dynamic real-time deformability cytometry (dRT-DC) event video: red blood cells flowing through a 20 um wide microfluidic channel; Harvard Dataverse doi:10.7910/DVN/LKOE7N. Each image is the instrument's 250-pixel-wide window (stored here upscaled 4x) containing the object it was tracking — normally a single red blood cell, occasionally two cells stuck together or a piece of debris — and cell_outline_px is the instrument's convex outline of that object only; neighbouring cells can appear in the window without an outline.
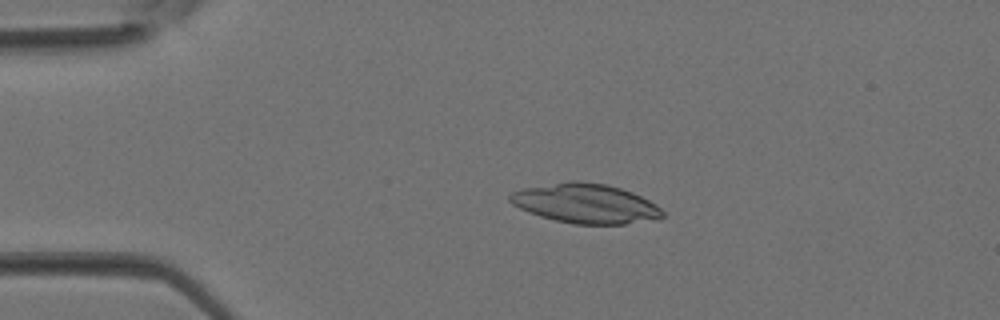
{"species": "Egyptian fruit bat (a non-hibernating species)", "species_latin": "Rousettus aegyptiacus", "temperature_condition": "room temperature", "stored_images_in_passage": 4, "camera_frame_rate_fps": 3000, "um_per_image_px": 0.085, "animal": {"sex": "female"}, "frame": {"image": 1, "passage_image": 3, "time_ms": 0.667, "image_size_px": [1000, 320], "cell_outline_px": [[668, 216], [656, 220], [624, 224], [576, 224], [556, 220], [540, 216], [528, 212], [512, 204], [508, 200], [508, 196], [512, 192], [524, 188], [568, 180], [576, 180], [604, 184], [620, 188], [632, 192], [656, 204]], "centroid_in_image_um": [49.8, 17.3], "position_along_channel_um": 35.2, "area_um2": 35.32}}